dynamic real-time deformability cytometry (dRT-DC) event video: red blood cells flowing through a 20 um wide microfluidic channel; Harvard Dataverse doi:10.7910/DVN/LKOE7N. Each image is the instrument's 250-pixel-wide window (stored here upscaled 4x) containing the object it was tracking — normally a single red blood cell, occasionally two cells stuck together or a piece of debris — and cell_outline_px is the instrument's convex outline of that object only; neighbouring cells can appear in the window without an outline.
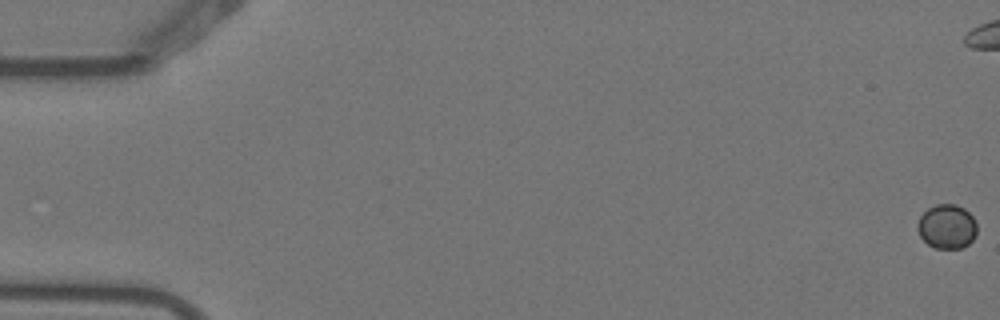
{"species": "Egyptian fruit bat (a non-hibernating species)", "species_latin": "Rousettus aegyptiacus", "temperature_condition": "warm", "stored_images_in_passage": 4, "camera_frame_rate_fps": 3000, "um_per_image_px": 0.085, "animal": {"sex": "female"}, "frame": {"image": 1, "passage_image": 1, "time_ms": 0.0, "image_size_px": [1000, 320], "cell_outline_px": [[976, 236], [968, 244], [960, 248], [936, 248], [928, 244], [920, 236], [916, 228], [916, 224], [920, 216], [928, 208], [936, 204], [956, 204], [964, 208], [976, 220]], "centroid_in_image_um": [80.48, 19.24], "position_along_channel_um": 4.5, "area_um2": 15.43}}